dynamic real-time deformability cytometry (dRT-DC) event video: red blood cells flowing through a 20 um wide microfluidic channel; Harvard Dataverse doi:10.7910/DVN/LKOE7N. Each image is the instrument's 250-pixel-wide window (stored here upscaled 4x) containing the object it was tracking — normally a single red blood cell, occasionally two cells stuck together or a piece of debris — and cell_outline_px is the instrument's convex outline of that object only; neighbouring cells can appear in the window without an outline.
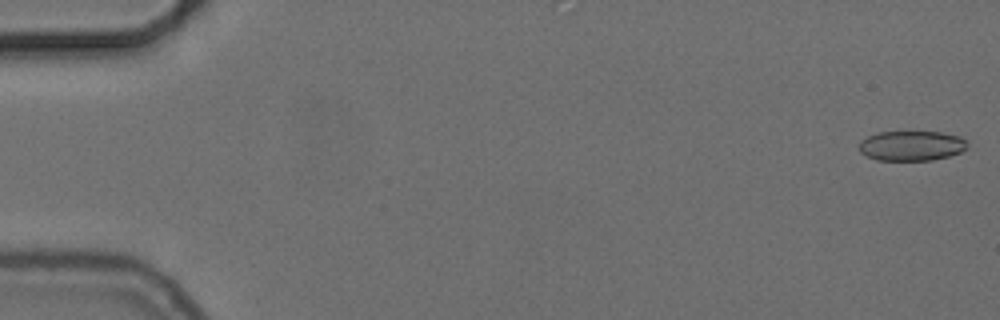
{"species": "common noctule bat (a hibernating species)", "species_latin": "Nyctalus noctula", "temperature_condition": "cold", "stored_images_in_passage": 18, "camera_frame_rate_fps": 3000, "um_per_image_px": 0.085, "animal": {"sex": "female", "body_mass_g": 24.6, "forearm_length_mm": 56.2}, "frame": {"image": 1, "passage_image": 1, "time_ms": 0.0, "image_size_px": [1000, 320], "cell_outline_px": [[968, 144], [960, 152], [948, 156], [932, 160], [876, 160], [860, 152], [860, 140], [868, 136], [880, 132], [940, 132], [960, 136]], "centroid_in_image_um": [77.46, 12.39], "position_along_channel_um": 7.5, "area_um2": 18.67}}